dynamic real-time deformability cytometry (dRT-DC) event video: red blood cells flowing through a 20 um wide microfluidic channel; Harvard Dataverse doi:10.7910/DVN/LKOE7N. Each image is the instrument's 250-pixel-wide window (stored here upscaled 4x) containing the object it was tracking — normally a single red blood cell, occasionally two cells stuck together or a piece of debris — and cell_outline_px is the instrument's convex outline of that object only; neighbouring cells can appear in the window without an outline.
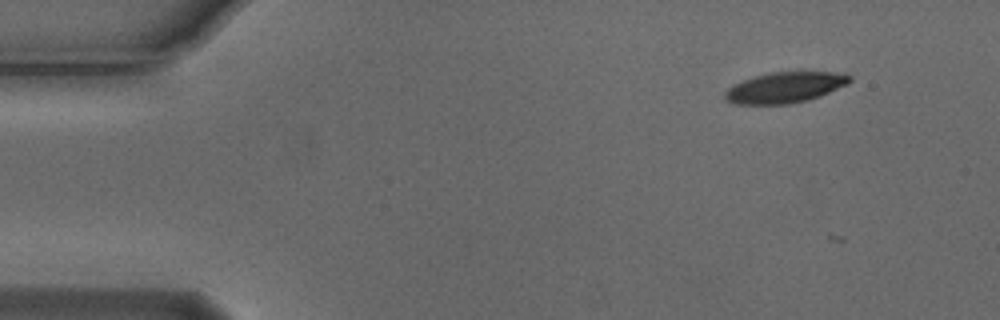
{"species": "Egyptian fruit bat (a non-hibernating species)", "species_latin": "Rousettus aegyptiacus", "temperature_condition": "cold", "stored_images_in_passage": 2, "camera_frame_rate_fps": 3000, "um_per_image_px": 0.085, "animal": {"sex": "male"}, "frame": {"image": 1, "passage_image": 1, "time_ms": 0.0, "image_size_px": [1000, 320], "cell_outline_px": [[852, 80], [848, 84], [820, 96], [808, 100], [788, 104], [736, 104], [724, 100], [724, 92], [732, 84], [752, 76], [772, 72], [844, 72], [852, 76]], "centroid_in_image_um": [66.72, 7.43], "position_along_channel_um": 18.3, "area_um2": 22.66}}